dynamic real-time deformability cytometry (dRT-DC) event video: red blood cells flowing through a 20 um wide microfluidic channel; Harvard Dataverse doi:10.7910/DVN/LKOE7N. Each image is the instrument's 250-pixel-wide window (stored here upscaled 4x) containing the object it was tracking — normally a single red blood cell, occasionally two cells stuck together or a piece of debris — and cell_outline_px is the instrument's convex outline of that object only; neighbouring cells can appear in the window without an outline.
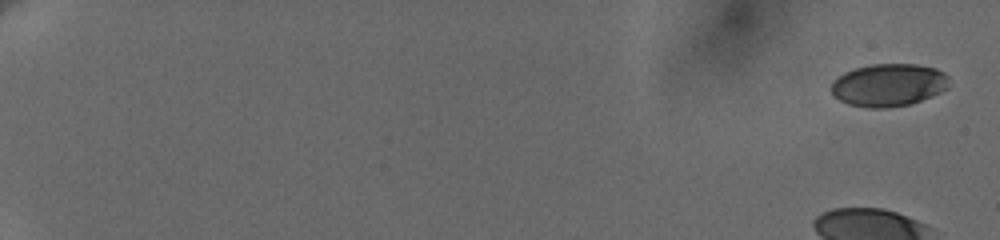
{"species": "human", "species_latin": "Homo sapiens", "temperature_condition": "cold", "stored_images_in_passage": 33, "camera_frame_rate_fps": 3000, "um_per_image_px": 0.085, "donor": {"sex": "female"}, "frame": {"image": 1, "passage_image": 1, "time_ms": 0.0, "image_size_px": [1000, 240], "cell_outline_px": [[948, 88], [932, 96], [912, 104], [884, 108], [868, 108], [848, 104], [840, 100], [832, 92], [832, 80], [836, 76], [844, 72], [856, 68], [872, 64], [916, 64], [936, 68], [944, 72], [948, 76]], "centroid_in_image_um": [75.54, 7.22], "position_along_channel_um": 9.5, "area_um2": 29.48}}